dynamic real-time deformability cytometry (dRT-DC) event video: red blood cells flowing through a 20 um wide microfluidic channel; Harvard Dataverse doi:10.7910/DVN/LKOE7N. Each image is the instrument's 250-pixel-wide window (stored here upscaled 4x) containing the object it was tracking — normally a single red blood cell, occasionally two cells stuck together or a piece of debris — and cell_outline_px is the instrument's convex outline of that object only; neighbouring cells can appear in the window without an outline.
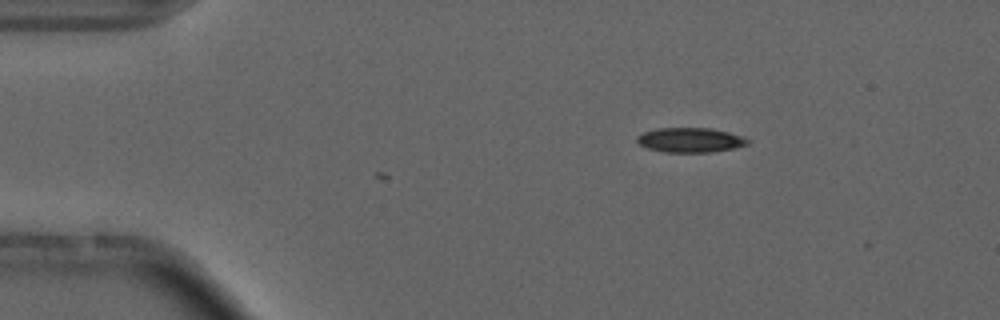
{"species": "common noctule bat (a hibernating species)", "species_latin": "Nyctalus noctula", "temperature_condition": "cold", "stored_images_in_passage": 2, "camera_frame_rate_fps": 3000, "um_per_image_px": 0.085, "animal": {"sex": "male", "forearm_length_mm": 52.5}, "frame": {"image": 1, "passage_image": 2, "time_ms": 1.0, "image_size_px": [1000, 320], "cell_outline_px": [[752, 140], [748, 144], [732, 148], [712, 152], [664, 152], [648, 148], [640, 144], [636, 140], [636, 136], [644, 132], [656, 128], [712, 128], [728, 132]], "centroid_in_image_um": [58.66, 11.9], "position_along_channel_um": 26.3, "area_um2": 15.84}}